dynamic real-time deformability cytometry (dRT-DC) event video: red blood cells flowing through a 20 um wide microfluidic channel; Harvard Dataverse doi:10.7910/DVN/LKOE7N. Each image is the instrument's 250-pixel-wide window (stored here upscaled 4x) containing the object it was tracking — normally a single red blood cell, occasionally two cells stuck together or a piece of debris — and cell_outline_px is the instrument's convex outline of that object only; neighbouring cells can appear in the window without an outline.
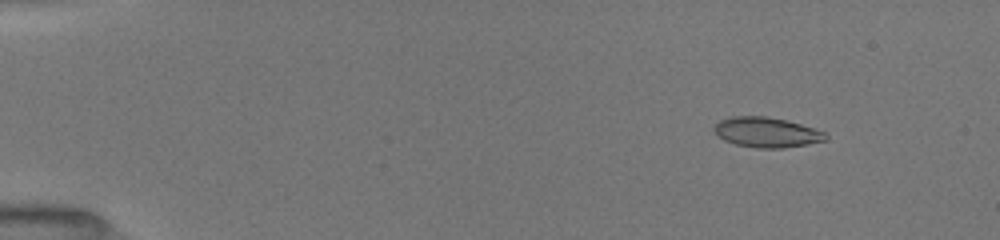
{"species": "common noctule bat (a hibernating species)", "species_latin": "Nyctalus noctula", "temperature_condition": "room temperature", "stored_images_in_passage": 51, "camera_frame_rate_fps": 3000, "um_per_image_px": 0.085, "animal": {"sex": "female", "body_mass_g": 19.5, "forearm_length_mm": 54.1}, "frame": {"image": 1, "passage_image": 6, "time_ms": 1.667, "image_size_px": [1000, 240], "cell_outline_px": [[828, 140], [808, 144], [784, 148], [756, 148], [736, 144], [724, 140], [712, 128], [720, 120], [732, 116], [764, 116], [784, 120], [800, 124], [824, 132], [828, 136]], "centroid_in_image_um": [65.17, 11.25], "position_along_channel_um": 19.8, "area_um2": 19.36}}
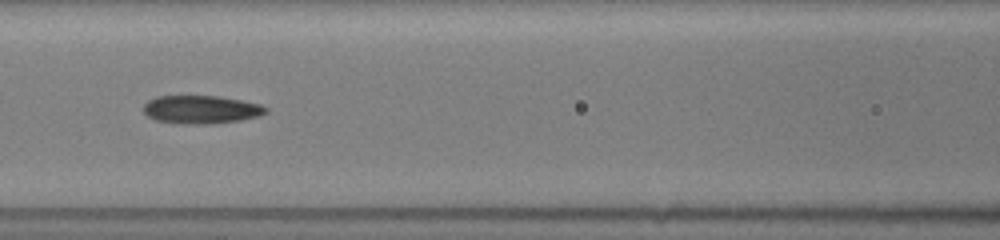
{"frame": {"image": 2, "passage_image": 24, "time_ms": 7.667, "image_size_px": [1000, 240], "cell_outline_px": [[268, 112], [260, 116], [240, 120], [208, 124], [184, 124], [156, 120], [148, 116], [144, 112], [144, 104], [148, 100], [156, 96], [220, 96], [244, 100], [260, 104], [268, 108]], "centroid_in_image_um": [17.13, 9.3], "position_along_channel_um": 149.5, "area_um2": 20.23}}
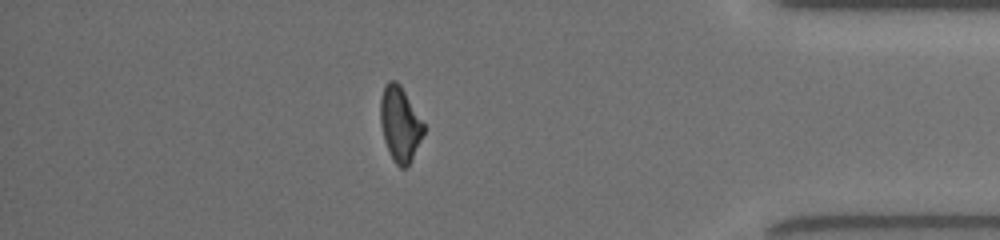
{"frame": {"image": 3, "passage_image": 45, "time_ms": 14.667, "image_size_px": [1000, 240], "cell_outline_px": [[424, 132], [408, 164], [404, 168], [400, 168], [396, 164], [384, 140], [380, 124], [380, 100], [384, 88], [388, 80], [396, 80], [400, 84], [424, 124]], "centroid_in_image_um": [33.97, 10.5], "position_along_channel_um": 401.2, "area_um2": 18.38}, "authors_computed_cell_mechanics": {"area_um2": 19.5942, "velocity_mm_per_s": 4.0315, "shape_relaxation_time_tau1_ms": null, "shape_relaxation_time_tau2_ms": 3.1213, "deformation_change_tau1": null, "deformation_change_tau2": 0.1033}}